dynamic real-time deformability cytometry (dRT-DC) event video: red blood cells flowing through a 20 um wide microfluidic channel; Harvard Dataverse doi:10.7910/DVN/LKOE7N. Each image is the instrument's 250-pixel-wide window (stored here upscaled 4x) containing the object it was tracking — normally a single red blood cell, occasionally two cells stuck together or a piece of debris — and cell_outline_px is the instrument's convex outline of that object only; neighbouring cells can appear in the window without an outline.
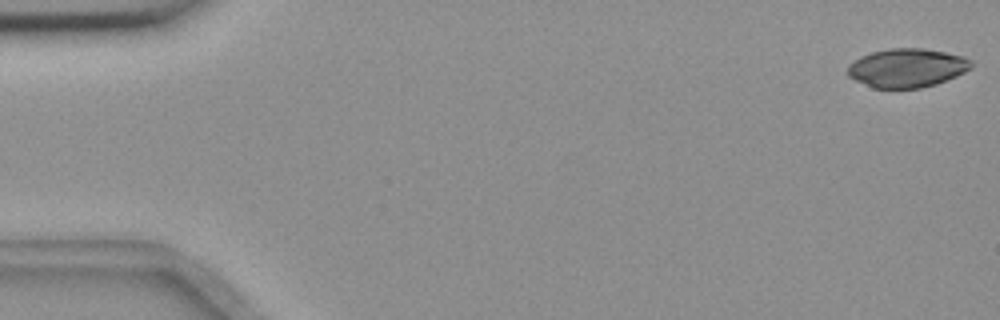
{"species": "common noctule bat (a hibernating species)", "species_latin": "Nyctalus noctula", "temperature_condition": "room temperature", "stored_images_in_passage": 55, "camera_frame_rate_fps": 3000, "um_per_image_px": 0.085, "animal": {"sex": "female", "body_mass_g": 18.4}, "frame": {"image": 1, "passage_image": 1, "time_ms": 0.0, "image_size_px": [1000, 320], "cell_outline_px": [[972, 68], [956, 76], [936, 84], [920, 88], [872, 88], [848, 76], [848, 64], [860, 56], [872, 52], [888, 48], [924, 48], [964, 56], [972, 60]], "centroid_in_image_um": [77.09, 5.77], "position_along_channel_um": 7.9, "area_um2": 28.03}}
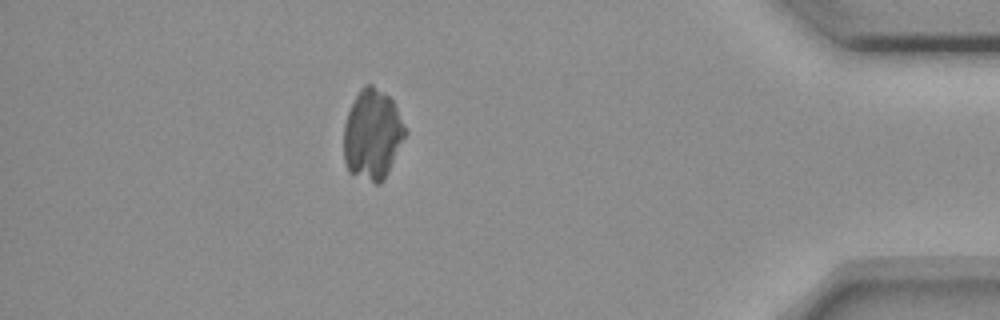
{"frame": {"image": 2, "passage_image": 49, "time_ms": 16.0, "image_size_px": [1000, 320], "cell_outline_px": [[408, 132], [384, 180], [380, 184], [376, 184], [348, 172], [344, 160], [344, 124], [348, 112], [360, 88], [364, 84], [372, 84], [388, 96], [392, 100]], "centroid_in_image_um": [31.65, 11.45], "position_along_channel_um": 403.5, "area_um2": 32.37}}